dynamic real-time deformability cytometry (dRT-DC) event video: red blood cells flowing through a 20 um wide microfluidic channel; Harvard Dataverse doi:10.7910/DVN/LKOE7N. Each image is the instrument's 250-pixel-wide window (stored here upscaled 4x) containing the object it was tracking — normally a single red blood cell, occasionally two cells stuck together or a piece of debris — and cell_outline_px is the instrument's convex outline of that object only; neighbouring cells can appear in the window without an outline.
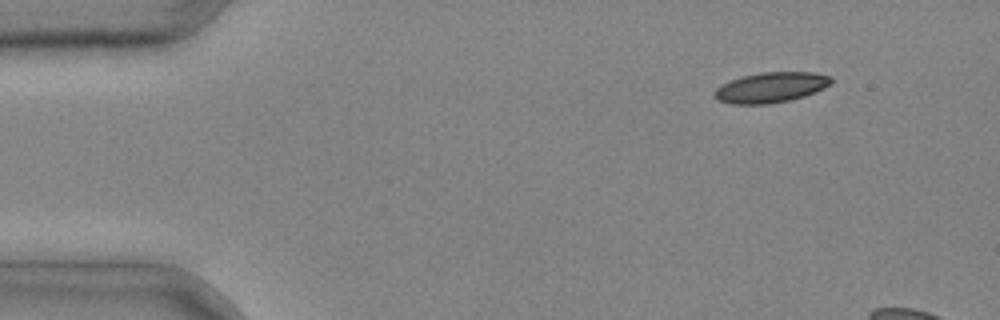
{"species": "common noctule bat (a hibernating species)", "species_latin": "Nyctalus noctula", "temperature_condition": "cold", "stored_images_in_passage": 3, "camera_frame_rate_fps": 3000, "um_per_image_px": 0.085, "animal": {"sex": "male", "body_mass_g": 20.4}, "frame": {"image": 1, "passage_image": 1, "time_ms": 0.0, "image_size_px": [1000, 320], "cell_outline_px": [[832, 84], [824, 88], [804, 96], [792, 100], [768, 104], [732, 104], [720, 100], [712, 92], [720, 84], [744, 76], [760, 72], [812, 72], [832, 76]], "centroid_in_image_um": [65.55, 7.43], "position_along_channel_um": 19.4, "area_um2": 20.63}}